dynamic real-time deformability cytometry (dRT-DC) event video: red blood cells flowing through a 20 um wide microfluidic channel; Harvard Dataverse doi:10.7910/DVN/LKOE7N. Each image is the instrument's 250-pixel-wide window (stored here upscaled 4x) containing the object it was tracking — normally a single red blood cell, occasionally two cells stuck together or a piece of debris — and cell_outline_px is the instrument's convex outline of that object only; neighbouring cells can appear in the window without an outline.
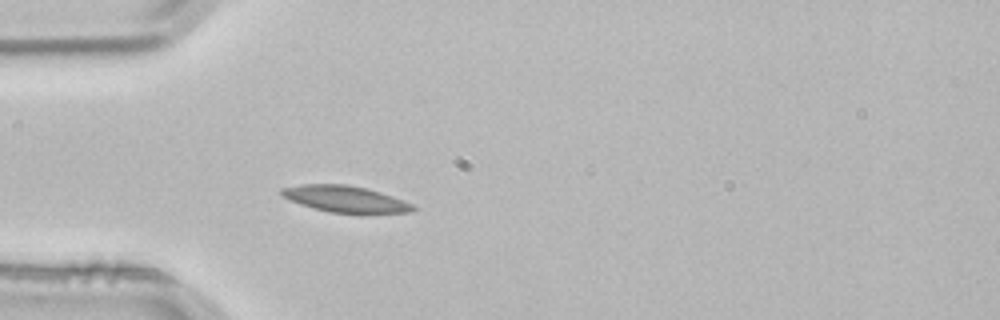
{"species": "common noctule bat (a hibernating species)", "species_latin": "Nyctalus noctula", "temperature_condition": "room temperature", "stored_images_in_passage": 3, "camera_frame_rate_fps": 3000, "um_per_image_px": 0.085, "animal": {"sex": "male", "body_mass_g": 21.5, "forearm_length_mm": 52.0}, "frame": {"image": 1, "passage_image": 3, "time_ms": 0.667, "image_size_px": [1000, 320], "cell_outline_px": [[420, 208], [412, 212], [368, 216], [360, 216], [328, 212], [300, 204], [288, 200], [280, 196], [280, 188], [300, 184], [344, 184], [364, 188], [380, 192], [404, 200]], "centroid_in_image_um": [29.42, 16.98], "position_along_channel_um": 55.6, "area_um2": 21.39}}